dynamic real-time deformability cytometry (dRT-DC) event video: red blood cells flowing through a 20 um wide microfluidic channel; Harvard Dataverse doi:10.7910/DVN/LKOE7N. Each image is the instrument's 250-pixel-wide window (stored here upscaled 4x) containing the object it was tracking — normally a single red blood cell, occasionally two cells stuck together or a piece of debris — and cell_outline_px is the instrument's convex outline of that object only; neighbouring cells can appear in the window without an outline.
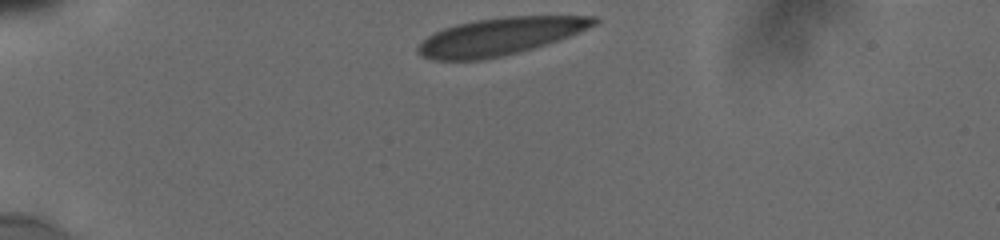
{"species": "human", "species_latin": "Homo sapiens", "temperature_condition": "cold", "stored_images_in_passage": 38, "camera_frame_rate_fps": 3000, "um_per_image_px": 0.085, "donor": {"sex": "male"}, "frame": {"image": 1, "passage_image": 1, "time_ms": 0.0, "image_size_px": [1000, 240], "cell_outline_px": [[600, 20], [596, 24], [588, 28], [568, 36], [532, 48], [484, 60], [436, 60], [424, 56], [416, 52], [416, 48], [428, 36], [444, 28], [456, 24], [476, 20], [504, 16], [596, 16]], "centroid_in_image_um": [42.49, 3.08], "position_along_channel_um": 42.5, "area_um2": 37.8}}
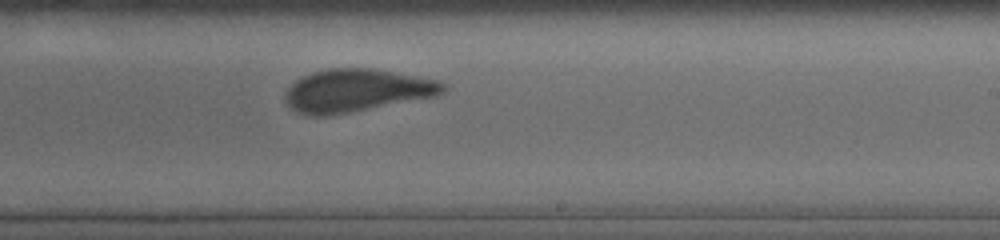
{"frame": {"image": 2, "passage_image": 24, "time_ms": 7.0, "image_size_px": [1000, 240], "cell_outline_px": [[448, 88], [444, 92], [436, 96], [328, 116], [312, 116], [300, 112], [292, 108], [284, 100], [284, 96], [288, 88], [300, 76], [312, 72], [328, 68], [372, 68], [440, 80]], "centroid_in_image_um": [30.32, 7.68], "position_along_channel_um": 258.7, "area_um2": 39.3}}
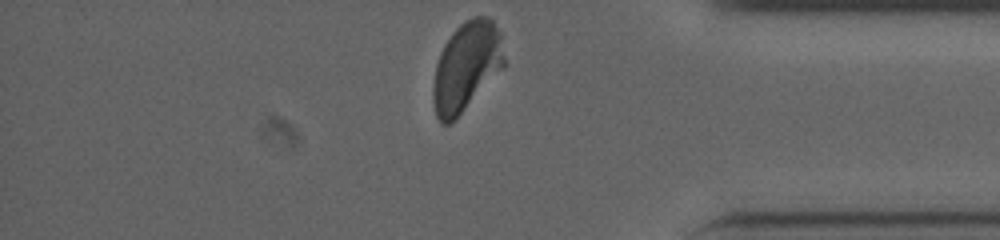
{"frame": {"image": 3, "passage_image": 37, "time_ms": 11.0, "image_size_px": [1000, 240], "cell_outline_px": [[504, 68], [448, 124], [440, 124], [436, 116], [432, 100], [432, 88], [436, 64], [440, 52], [444, 44], [452, 32], [464, 20], [472, 16], [488, 16], [492, 20], [500, 32], [504, 56]], "centroid_in_image_um": [39.62, 5.61], "position_along_channel_um": 395.6, "area_um2": 36.7}, "authors_computed_cell_mechanics": {"area_um2": 39.4774, "velocity_mm_per_s": 3.795, "shape_relaxation_time_tau1_ms": 5.7934, "shape_relaxation_time_tau2_ms": null, "deformation_change_tau1": 0.177, "deformation_change_tau2": null}}